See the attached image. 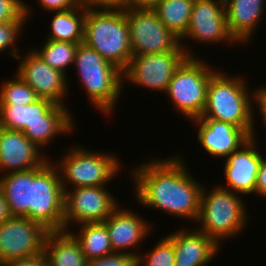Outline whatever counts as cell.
I'll list each match as a JSON object with an SVG mask.
<instances>
[{
  "label": "cell",
  "mask_w": 266,
  "mask_h": 266,
  "mask_svg": "<svg viewBox=\"0 0 266 266\" xmlns=\"http://www.w3.org/2000/svg\"><path fill=\"white\" fill-rule=\"evenodd\" d=\"M182 157L152 159L131 170L135 194L143 206L196 221L203 186L187 171Z\"/></svg>",
  "instance_id": "1"
},
{
  "label": "cell",
  "mask_w": 266,
  "mask_h": 266,
  "mask_svg": "<svg viewBox=\"0 0 266 266\" xmlns=\"http://www.w3.org/2000/svg\"><path fill=\"white\" fill-rule=\"evenodd\" d=\"M68 109L46 98L29 105L0 104V127L23 132L43 150L57 135L76 129L73 113Z\"/></svg>",
  "instance_id": "2"
},
{
  "label": "cell",
  "mask_w": 266,
  "mask_h": 266,
  "mask_svg": "<svg viewBox=\"0 0 266 266\" xmlns=\"http://www.w3.org/2000/svg\"><path fill=\"white\" fill-rule=\"evenodd\" d=\"M246 82L242 76L233 77L217 71L209 80L201 117L234 124L255 138V92L250 95Z\"/></svg>",
  "instance_id": "3"
},
{
  "label": "cell",
  "mask_w": 266,
  "mask_h": 266,
  "mask_svg": "<svg viewBox=\"0 0 266 266\" xmlns=\"http://www.w3.org/2000/svg\"><path fill=\"white\" fill-rule=\"evenodd\" d=\"M83 42L124 72L133 56L126 10L87 8Z\"/></svg>",
  "instance_id": "4"
},
{
  "label": "cell",
  "mask_w": 266,
  "mask_h": 266,
  "mask_svg": "<svg viewBox=\"0 0 266 266\" xmlns=\"http://www.w3.org/2000/svg\"><path fill=\"white\" fill-rule=\"evenodd\" d=\"M73 65L92 105L106 116L113 114L123 92V72L84 42L78 44Z\"/></svg>",
  "instance_id": "5"
},
{
  "label": "cell",
  "mask_w": 266,
  "mask_h": 266,
  "mask_svg": "<svg viewBox=\"0 0 266 266\" xmlns=\"http://www.w3.org/2000/svg\"><path fill=\"white\" fill-rule=\"evenodd\" d=\"M241 196L219 185H215L209 191L203 186L196 220L201 225H197L199 226L197 230L205 233L219 246L222 240L236 237L249 223L246 206Z\"/></svg>",
  "instance_id": "6"
},
{
  "label": "cell",
  "mask_w": 266,
  "mask_h": 266,
  "mask_svg": "<svg viewBox=\"0 0 266 266\" xmlns=\"http://www.w3.org/2000/svg\"><path fill=\"white\" fill-rule=\"evenodd\" d=\"M81 147L72 146L61 156L59 162L55 163L61 175L63 190H67V184H72L73 188L107 186V182L121 171L120 159L110 152H94Z\"/></svg>",
  "instance_id": "7"
},
{
  "label": "cell",
  "mask_w": 266,
  "mask_h": 266,
  "mask_svg": "<svg viewBox=\"0 0 266 266\" xmlns=\"http://www.w3.org/2000/svg\"><path fill=\"white\" fill-rule=\"evenodd\" d=\"M29 219L49 232L64 231V190L59 169L50 159L31 169Z\"/></svg>",
  "instance_id": "8"
},
{
  "label": "cell",
  "mask_w": 266,
  "mask_h": 266,
  "mask_svg": "<svg viewBox=\"0 0 266 266\" xmlns=\"http://www.w3.org/2000/svg\"><path fill=\"white\" fill-rule=\"evenodd\" d=\"M198 58L187 57L180 64L165 92L175 109L190 120L201 117L206 106L209 80L217 72Z\"/></svg>",
  "instance_id": "9"
},
{
  "label": "cell",
  "mask_w": 266,
  "mask_h": 266,
  "mask_svg": "<svg viewBox=\"0 0 266 266\" xmlns=\"http://www.w3.org/2000/svg\"><path fill=\"white\" fill-rule=\"evenodd\" d=\"M132 55L161 54L185 51L195 57L191 49L181 45V40L159 20L153 9L126 10Z\"/></svg>",
  "instance_id": "10"
},
{
  "label": "cell",
  "mask_w": 266,
  "mask_h": 266,
  "mask_svg": "<svg viewBox=\"0 0 266 266\" xmlns=\"http://www.w3.org/2000/svg\"><path fill=\"white\" fill-rule=\"evenodd\" d=\"M106 186H85L64 190V231L69 224L104 222L119 205Z\"/></svg>",
  "instance_id": "11"
},
{
  "label": "cell",
  "mask_w": 266,
  "mask_h": 266,
  "mask_svg": "<svg viewBox=\"0 0 266 266\" xmlns=\"http://www.w3.org/2000/svg\"><path fill=\"white\" fill-rule=\"evenodd\" d=\"M187 57L185 51L133 55L123 72V82L128 81L138 87L166 92L174 72Z\"/></svg>",
  "instance_id": "12"
},
{
  "label": "cell",
  "mask_w": 266,
  "mask_h": 266,
  "mask_svg": "<svg viewBox=\"0 0 266 266\" xmlns=\"http://www.w3.org/2000/svg\"><path fill=\"white\" fill-rule=\"evenodd\" d=\"M49 231L27 217L12 216L0 224V263L43 252Z\"/></svg>",
  "instance_id": "13"
},
{
  "label": "cell",
  "mask_w": 266,
  "mask_h": 266,
  "mask_svg": "<svg viewBox=\"0 0 266 266\" xmlns=\"http://www.w3.org/2000/svg\"><path fill=\"white\" fill-rule=\"evenodd\" d=\"M186 37L203 44H238L227 28L225 4L217 0H194L188 30L180 39L182 46Z\"/></svg>",
  "instance_id": "14"
},
{
  "label": "cell",
  "mask_w": 266,
  "mask_h": 266,
  "mask_svg": "<svg viewBox=\"0 0 266 266\" xmlns=\"http://www.w3.org/2000/svg\"><path fill=\"white\" fill-rule=\"evenodd\" d=\"M29 51L26 52L27 56L21 57L20 53L16 57L19 58V67L16 73L35 91L39 98H46L56 104L65 105L63 100L69 91L67 76L50 67L33 49Z\"/></svg>",
  "instance_id": "15"
},
{
  "label": "cell",
  "mask_w": 266,
  "mask_h": 266,
  "mask_svg": "<svg viewBox=\"0 0 266 266\" xmlns=\"http://www.w3.org/2000/svg\"><path fill=\"white\" fill-rule=\"evenodd\" d=\"M257 137L250 138L238 150L232 152L226 157L224 163V176L226 186L220 187L242 194V196L255 195V186L259 165L263 155L256 149Z\"/></svg>",
  "instance_id": "16"
},
{
  "label": "cell",
  "mask_w": 266,
  "mask_h": 266,
  "mask_svg": "<svg viewBox=\"0 0 266 266\" xmlns=\"http://www.w3.org/2000/svg\"><path fill=\"white\" fill-rule=\"evenodd\" d=\"M40 150L23 132L0 127V171L5 174L43 166L49 159Z\"/></svg>",
  "instance_id": "17"
},
{
  "label": "cell",
  "mask_w": 266,
  "mask_h": 266,
  "mask_svg": "<svg viewBox=\"0 0 266 266\" xmlns=\"http://www.w3.org/2000/svg\"><path fill=\"white\" fill-rule=\"evenodd\" d=\"M194 125L198 127L197 139L206 153L210 156L226 158L238 150L251 136L234 124L213 120L207 117L194 118Z\"/></svg>",
  "instance_id": "18"
},
{
  "label": "cell",
  "mask_w": 266,
  "mask_h": 266,
  "mask_svg": "<svg viewBox=\"0 0 266 266\" xmlns=\"http://www.w3.org/2000/svg\"><path fill=\"white\" fill-rule=\"evenodd\" d=\"M118 205L104 221L106 224L113 252H123L138 256L131 248L139 247L151 232V223L137 213L121 209ZM137 214V215H136Z\"/></svg>",
  "instance_id": "19"
},
{
  "label": "cell",
  "mask_w": 266,
  "mask_h": 266,
  "mask_svg": "<svg viewBox=\"0 0 266 266\" xmlns=\"http://www.w3.org/2000/svg\"><path fill=\"white\" fill-rule=\"evenodd\" d=\"M167 235L175 251V266H205L215 258L220 246L205 233L191 228Z\"/></svg>",
  "instance_id": "20"
},
{
  "label": "cell",
  "mask_w": 266,
  "mask_h": 266,
  "mask_svg": "<svg viewBox=\"0 0 266 266\" xmlns=\"http://www.w3.org/2000/svg\"><path fill=\"white\" fill-rule=\"evenodd\" d=\"M265 0H229L225 4L227 28L240 44L254 35L256 26L265 15ZM263 14V15H262Z\"/></svg>",
  "instance_id": "21"
},
{
  "label": "cell",
  "mask_w": 266,
  "mask_h": 266,
  "mask_svg": "<svg viewBox=\"0 0 266 266\" xmlns=\"http://www.w3.org/2000/svg\"><path fill=\"white\" fill-rule=\"evenodd\" d=\"M43 253L46 266H86V258L80 244L68 231L48 232Z\"/></svg>",
  "instance_id": "22"
},
{
  "label": "cell",
  "mask_w": 266,
  "mask_h": 266,
  "mask_svg": "<svg viewBox=\"0 0 266 266\" xmlns=\"http://www.w3.org/2000/svg\"><path fill=\"white\" fill-rule=\"evenodd\" d=\"M0 189L9 205L11 214L29 218L31 169L3 173V176L0 177Z\"/></svg>",
  "instance_id": "23"
},
{
  "label": "cell",
  "mask_w": 266,
  "mask_h": 266,
  "mask_svg": "<svg viewBox=\"0 0 266 266\" xmlns=\"http://www.w3.org/2000/svg\"><path fill=\"white\" fill-rule=\"evenodd\" d=\"M86 10L87 7L80 4L73 9L52 12L51 31L45 40L83 43Z\"/></svg>",
  "instance_id": "24"
},
{
  "label": "cell",
  "mask_w": 266,
  "mask_h": 266,
  "mask_svg": "<svg viewBox=\"0 0 266 266\" xmlns=\"http://www.w3.org/2000/svg\"><path fill=\"white\" fill-rule=\"evenodd\" d=\"M80 225L79 234L71 233V231L68 232L80 244L87 261L113 253L109 233L104 222Z\"/></svg>",
  "instance_id": "25"
},
{
  "label": "cell",
  "mask_w": 266,
  "mask_h": 266,
  "mask_svg": "<svg viewBox=\"0 0 266 266\" xmlns=\"http://www.w3.org/2000/svg\"><path fill=\"white\" fill-rule=\"evenodd\" d=\"M194 0H159L153 9L159 20L178 38H182L190 22Z\"/></svg>",
  "instance_id": "26"
},
{
  "label": "cell",
  "mask_w": 266,
  "mask_h": 266,
  "mask_svg": "<svg viewBox=\"0 0 266 266\" xmlns=\"http://www.w3.org/2000/svg\"><path fill=\"white\" fill-rule=\"evenodd\" d=\"M77 47L78 44L71 42L46 40L41 49L33 51L50 67L67 76L66 69L74 64Z\"/></svg>",
  "instance_id": "27"
},
{
  "label": "cell",
  "mask_w": 266,
  "mask_h": 266,
  "mask_svg": "<svg viewBox=\"0 0 266 266\" xmlns=\"http://www.w3.org/2000/svg\"><path fill=\"white\" fill-rule=\"evenodd\" d=\"M12 79L0 86V104L29 105L39 97L35 91L16 73Z\"/></svg>",
  "instance_id": "28"
},
{
  "label": "cell",
  "mask_w": 266,
  "mask_h": 266,
  "mask_svg": "<svg viewBox=\"0 0 266 266\" xmlns=\"http://www.w3.org/2000/svg\"><path fill=\"white\" fill-rule=\"evenodd\" d=\"M174 260V245L167 236H164L150 252L138 253L137 266H175Z\"/></svg>",
  "instance_id": "29"
},
{
  "label": "cell",
  "mask_w": 266,
  "mask_h": 266,
  "mask_svg": "<svg viewBox=\"0 0 266 266\" xmlns=\"http://www.w3.org/2000/svg\"><path fill=\"white\" fill-rule=\"evenodd\" d=\"M31 9L22 0H0V23L27 22Z\"/></svg>",
  "instance_id": "30"
},
{
  "label": "cell",
  "mask_w": 266,
  "mask_h": 266,
  "mask_svg": "<svg viewBox=\"0 0 266 266\" xmlns=\"http://www.w3.org/2000/svg\"><path fill=\"white\" fill-rule=\"evenodd\" d=\"M26 22H8L0 23V53L7 49L13 58L20 54L19 48L15 46L17 38L22 35L23 27L25 28ZM19 50V51H18Z\"/></svg>",
  "instance_id": "31"
},
{
  "label": "cell",
  "mask_w": 266,
  "mask_h": 266,
  "mask_svg": "<svg viewBox=\"0 0 266 266\" xmlns=\"http://www.w3.org/2000/svg\"><path fill=\"white\" fill-rule=\"evenodd\" d=\"M86 266H137V257L128 253L113 252L101 258L88 260Z\"/></svg>",
  "instance_id": "32"
},
{
  "label": "cell",
  "mask_w": 266,
  "mask_h": 266,
  "mask_svg": "<svg viewBox=\"0 0 266 266\" xmlns=\"http://www.w3.org/2000/svg\"><path fill=\"white\" fill-rule=\"evenodd\" d=\"M37 2L48 12L65 11L81 4L80 0H37Z\"/></svg>",
  "instance_id": "33"
},
{
  "label": "cell",
  "mask_w": 266,
  "mask_h": 266,
  "mask_svg": "<svg viewBox=\"0 0 266 266\" xmlns=\"http://www.w3.org/2000/svg\"><path fill=\"white\" fill-rule=\"evenodd\" d=\"M0 266H46V258L42 252L32 257L6 261L0 263Z\"/></svg>",
  "instance_id": "34"
},
{
  "label": "cell",
  "mask_w": 266,
  "mask_h": 266,
  "mask_svg": "<svg viewBox=\"0 0 266 266\" xmlns=\"http://www.w3.org/2000/svg\"><path fill=\"white\" fill-rule=\"evenodd\" d=\"M255 194L266 198V157L264 156L258 169Z\"/></svg>",
  "instance_id": "35"
},
{
  "label": "cell",
  "mask_w": 266,
  "mask_h": 266,
  "mask_svg": "<svg viewBox=\"0 0 266 266\" xmlns=\"http://www.w3.org/2000/svg\"><path fill=\"white\" fill-rule=\"evenodd\" d=\"M159 0H123L122 9L142 10L154 9Z\"/></svg>",
  "instance_id": "36"
},
{
  "label": "cell",
  "mask_w": 266,
  "mask_h": 266,
  "mask_svg": "<svg viewBox=\"0 0 266 266\" xmlns=\"http://www.w3.org/2000/svg\"><path fill=\"white\" fill-rule=\"evenodd\" d=\"M87 8H121L123 0H80Z\"/></svg>",
  "instance_id": "37"
},
{
  "label": "cell",
  "mask_w": 266,
  "mask_h": 266,
  "mask_svg": "<svg viewBox=\"0 0 266 266\" xmlns=\"http://www.w3.org/2000/svg\"><path fill=\"white\" fill-rule=\"evenodd\" d=\"M255 91V100L254 104L258 106L262 122L264 123V127H266V87H260L258 90Z\"/></svg>",
  "instance_id": "38"
},
{
  "label": "cell",
  "mask_w": 266,
  "mask_h": 266,
  "mask_svg": "<svg viewBox=\"0 0 266 266\" xmlns=\"http://www.w3.org/2000/svg\"><path fill=\"white\" fill-rule=\"evenodd\" d=\"M13 215L10 212L9 205L0 189V224L9 220Z\"/></svg>",
  "instance_id": "39"
},
{
  "label": "cell",
  "mask_w": 266,
  "mask_h": 266,
  "mask_svg": "<svg viewBox=\"0 0 266 266\" xmlns=\"http://www.w3.org/2000/svg\"><path fill=\"white\" fill-rule=\"evenodd\" d=\"M217 1L226 4L229 0H217Z\"/></svg>",
  "instance_id": "40"
}]
</instances>
